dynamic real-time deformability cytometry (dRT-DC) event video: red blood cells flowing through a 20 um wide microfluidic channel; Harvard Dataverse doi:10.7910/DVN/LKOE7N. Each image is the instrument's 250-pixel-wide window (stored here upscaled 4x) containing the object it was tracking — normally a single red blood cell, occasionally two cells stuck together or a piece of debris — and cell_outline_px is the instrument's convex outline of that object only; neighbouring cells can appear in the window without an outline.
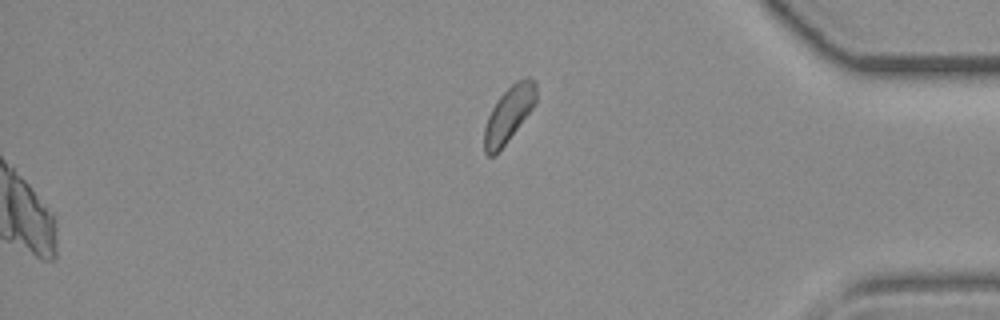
{"species": "common noctule bat (a hibernating species)", "species_latin": "Nyctalus noctula", "temperature_condition": "room temperature", "stored_images_in_passage": 32, "camera_frame_rate_fps": 3000, "um_per_image_px": 0.085, "animal": {"sex": "female", "body_mass_g": 19.3, "forearm_length_mm": 54.1}, "frame": {"image": 1, "passage_image": 32, "time_ms": 10.333, "image_size_px": [1000, 320], "cell_outline_px": [[536, 100], [532, 108], [508, 140], [492, 156], [488, 156], [484, 152], [484, 128], [488, 116], [496, 100], [516, 80], [524, 76], [528, 76], [536, 80]], "centroid_in_image_um": [43.25, 9.65], "position_along_channel_um": 391.9, "area_um2": 16.59}}